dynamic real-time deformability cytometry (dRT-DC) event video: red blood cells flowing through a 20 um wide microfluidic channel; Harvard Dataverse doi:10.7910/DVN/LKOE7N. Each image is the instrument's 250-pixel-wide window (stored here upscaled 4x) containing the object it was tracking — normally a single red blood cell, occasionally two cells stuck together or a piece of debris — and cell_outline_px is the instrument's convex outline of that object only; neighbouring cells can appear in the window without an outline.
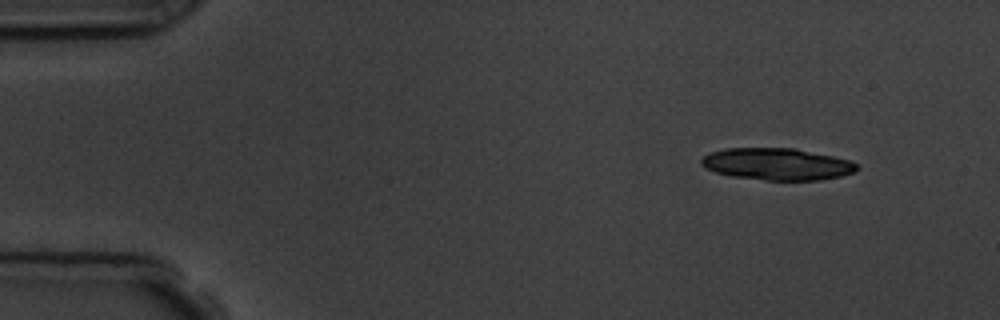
{"species": "common noctule bat (a hibernating species)", "species_latin": "Nyctalus noctula", "temperature_condition": "room temperature", "stored_images_in_passage": 5, "camera_frame_rate_fps": 3000, "um_per_image_px": 0.085, "animal": {"sex": "male", "body_mass_g": 19.5, "forearm_length_mm": 54.6}, "frame": {"image": 1, "passage_image": 1, "time_ms": 0.0, "image_size_px": [1000, 320], "cell_outline_px": [[860, 168], [856, 172], [840, 176], [820, 180], [764, 180], [732, 176], [716, 172], [704, 168], [700, 164], [700, 160], [704, 156], [712, 152], [724, 148], [796, 148], [832, 156], [848, 160], [856, 164]], "centroid_in_image_um": [66.04, 13.95], "position_along_channel_um": 19.0, "area_um2": 28.96}}